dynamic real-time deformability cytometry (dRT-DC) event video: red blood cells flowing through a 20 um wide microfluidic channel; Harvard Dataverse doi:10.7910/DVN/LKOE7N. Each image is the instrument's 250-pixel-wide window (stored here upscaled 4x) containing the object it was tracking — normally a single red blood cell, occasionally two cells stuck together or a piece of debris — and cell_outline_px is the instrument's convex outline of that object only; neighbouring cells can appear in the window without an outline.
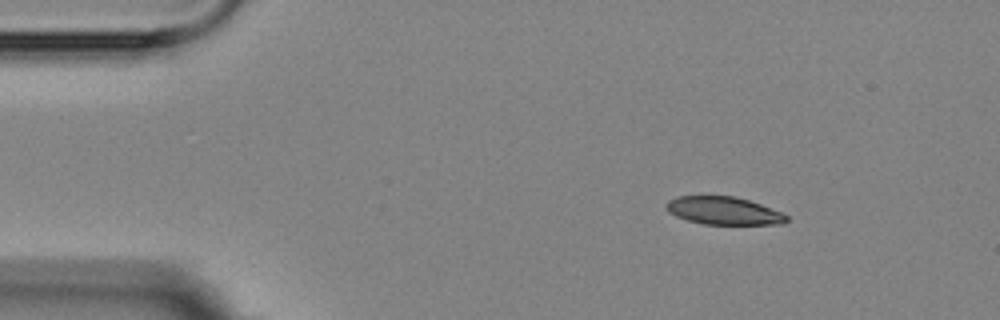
{"species": "Egyptian fruit bat (a non-hibernating species)", "species_latin": "Rousettus aegyptiacus", "temperature_condition": "room temperature", "stored_images_in_passage": 4, "camera_frame_rate_fps": 3000, "um_per_image_px": 0.085, "animal": {"sex": "female"}, "frame": {"image": 1, "passage_image": 1, "time_ms": 0.0, "image_size_px": [1000, 320], "cell_outline_px": [[788, 220], [784, 224], [704, 224], [688, 220], [676, 216], [668, 212], [664, 208], [664, 204], [668, 200], [680, 196], [732, 196], [748, 200], [760, 204], [780, 212], [788, 216]], "centroid_in_image_um": [61.47, 17.91], "position_along_channel_um": 23.5, "area_um2": 19.42}}